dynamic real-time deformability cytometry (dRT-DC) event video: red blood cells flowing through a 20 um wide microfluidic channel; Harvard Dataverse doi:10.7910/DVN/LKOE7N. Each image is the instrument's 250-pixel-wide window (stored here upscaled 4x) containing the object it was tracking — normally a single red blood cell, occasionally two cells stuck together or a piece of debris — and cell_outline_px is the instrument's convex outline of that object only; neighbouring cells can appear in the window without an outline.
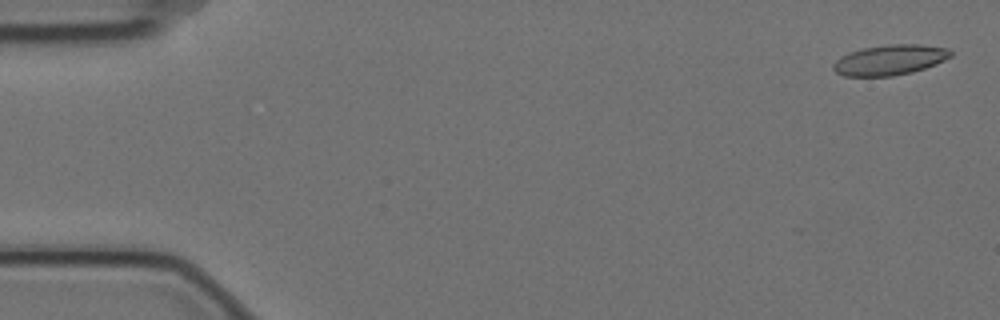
{"species": "Egyptian fruit bat (a non-hibernating species)", "species_latin": "Rousettus aegyptiacus", "temperature_condition": "cold", "stored_images_in_passage": 7, "camera_frame_rate_fps": 3000, "um_per_image_px": 0.085, "animal": {"sex": "female"}, "frame": {"image": 1, "passage_image": 1, "time_ms": 0.0, "image_size_px": [1000, 320], "cell_outline_px": [[952, 56], [936, 64], [912, 72], [892, 76], [844, 76], [836, 72], [832, 68], [832, 64], [840, 56], [848, 52], [864, 48], [888, 44], [916, 44], [948, 48], [952, 52]], "centroid_in_image_um": [75.61, 5.09], "position_along_channel_um": 9.4, "area_um2": 20.75}}
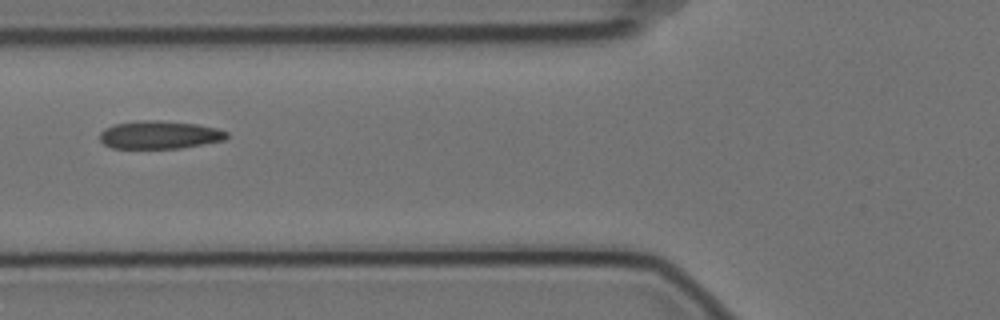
{"frame": {"image": 2, "passage_image": 6, "time_ms": 1.667, "image_size_px": [1000, 320], "cell_outline_px": [[228, 136], [224, 140], [180, 148], [112, 148], [104, 144], [100, 140], [100, 132], [104, 128], [116, 124], [136, 120], [160, 120], [196, 124], [216, 128], [228, 132]], "centroid_in_image_um": [13.54, 11.45], "position_along_channel_um": 112.3, "area_um2": 20.69}}
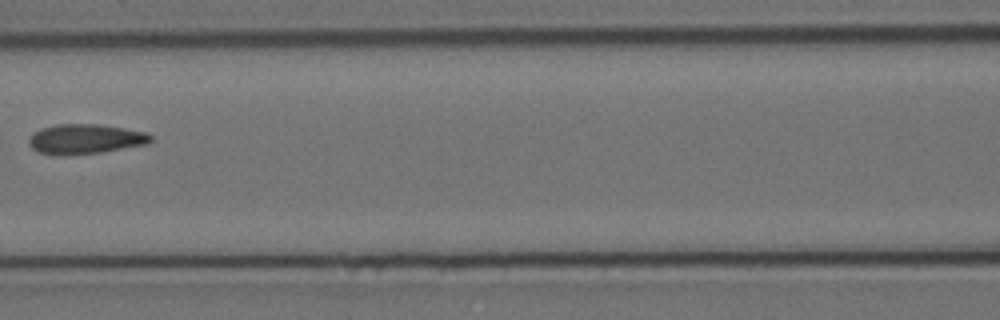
{"frame": {"image": 3, "passage_image": 7, "time_ms": 2.0, "image_size_px": [1000, 320], "cell_outline_px": [[152, 140], [144, 144], [100, 152], [56, 156], [40, 152], [32, 148], [28, 144], [28, 140], [32, 132], [40, 128], [56, 124], [100, 124], [148, 132], [152, 136]], "centroid_in_image_um": [7.19, 11.8], "position_along_channel_um": 159.4, "area_um2": 21.21}}